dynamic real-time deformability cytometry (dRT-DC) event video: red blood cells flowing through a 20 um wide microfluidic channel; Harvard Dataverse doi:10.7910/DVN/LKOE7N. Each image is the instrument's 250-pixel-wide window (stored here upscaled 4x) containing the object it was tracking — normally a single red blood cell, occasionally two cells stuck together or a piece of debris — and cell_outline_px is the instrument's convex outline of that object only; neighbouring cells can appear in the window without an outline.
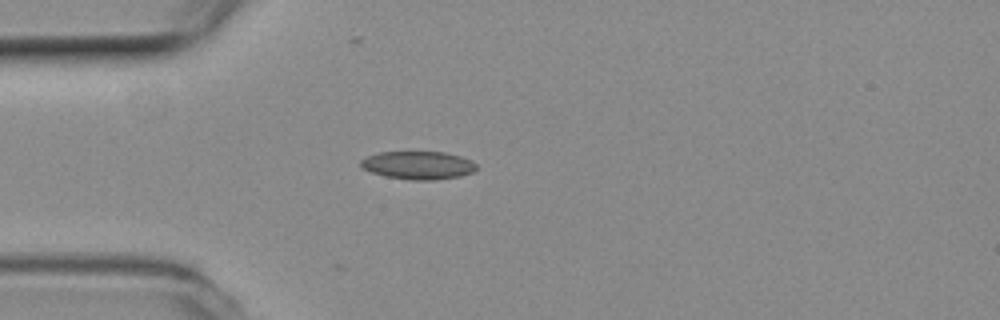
{"species": "common noctule bat (a hibernating species)", "species_latin": "Nyctalus noctula", "temperature_condition": "room temperature", "stored_images_in_passage": 3, "camera_frame_rate_fps": 3000, "um_per_image_px": 0.085, "animal": {"sex": "female", "body_mass_g": 19.3, "forearm_length_mm": 54.1}, "frame": {"image": 1, "passage_image": 3, "time_ms": 0.667, "image_size_px": [1000, 320], "cell_outline_px": [[476, 168], [472, 172], [460, 176], [436, 180], [408, 180], [384, 176], [360, 168], [360, 160], [368, 156], [380, 152], [444, 152], [460, 156], [472, 160], [476, 164]], "centroid_in_image_um": [35.53, 14.05], "position_along_channel_um": 49.5, "area_um2": 19.02}}